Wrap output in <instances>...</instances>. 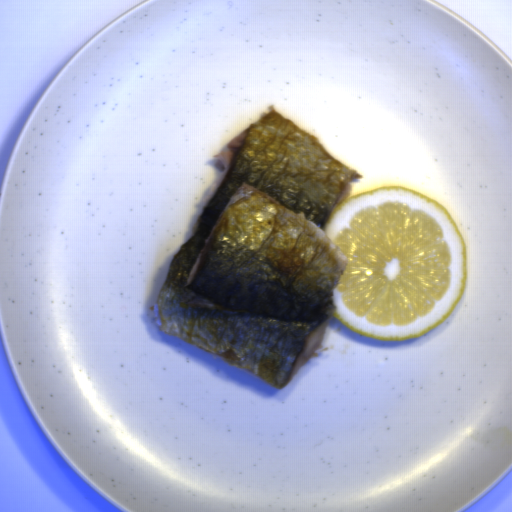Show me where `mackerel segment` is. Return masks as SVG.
I'll use <instances>...</instances> for the list:
<instances>
[{"mask_svg":"<svg viewBox=\"0 0 512 512\" xmlns=\"http://www.w3.org/2000/svg\"><path fill=\"white\" fill-rule=\"evenodd\" d=\"M194 234L151 308L175 337L276 388L318 353L348 260L325 232L363 174L275 110L213 156Z\"/></svg>","mask_w":512,"mask_h":512,"instance_id":"obj_1","label":"mackerel segment"}]
</instances>
